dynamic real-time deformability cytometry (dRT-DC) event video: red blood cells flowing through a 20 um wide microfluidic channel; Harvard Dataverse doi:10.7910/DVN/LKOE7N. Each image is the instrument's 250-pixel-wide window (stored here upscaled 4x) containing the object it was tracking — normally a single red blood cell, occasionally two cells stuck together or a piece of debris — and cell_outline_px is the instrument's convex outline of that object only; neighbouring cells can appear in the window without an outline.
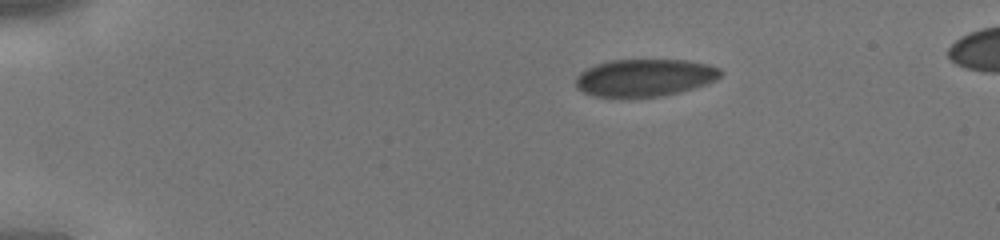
{"species": "human", "species_latin": "Homo sapiens", "temperature_condition": "cold", "stored_images_in_passage": 36, "camera_frame_rate_fps": 3000, "um_per_image_px": 0.085, "donor": {"sex": "male"}, "frame": {"image": 1, "passage_image": 1, "time_ms": 0.0, "image_size_px": [1000, 240], "cell_outline_px": [[724, 72], [716, 80], [680, 92], [664, 96], [596, 96], [584, 92], [576, 88], [576, 76], [580, 72], [596, 64], [612, 60], [688, 60], [708, 64], [720, 68]], "centroid_in_image_um": [54.83, 6.59], "position_along_channel_um": 30.2, "area_um2": 31.33}}
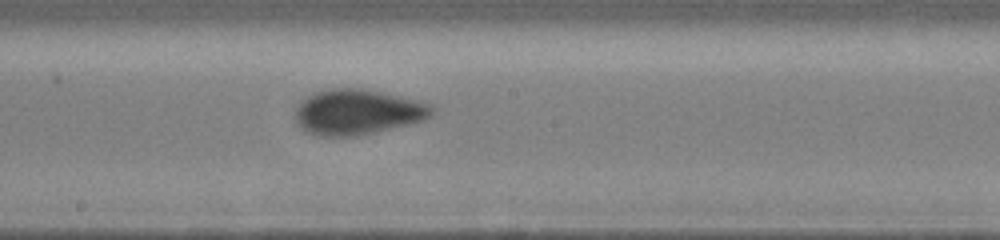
{"frame": {"image": 2, "passage_image": 18, "time_ms": 5.667, "image_size_px": [1000, 240], "cell_outline_px": [[436, 108], [432, 116], [424, 120], [408, 124], [356, 136], [316, 136], [300, 128], [296, 124], [292, 112], [308, 96], [316, 92], [332, 88], [360, 88], [400, 96], [416, 100], [428, 104]], "centroid_in_image_um": [30.36, 9.53], "position_along_channel_um": 217.8, "area_um2": 36.07}}
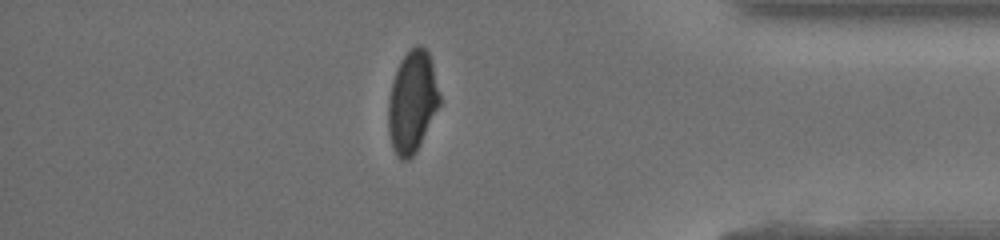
{"frame": {"image": 3, "passage_image": 31, "time_ms": 10.0, "image_size_px": [1000, 240], "cell_outline_px": [[440, 104], [416, 152], [408, 160], [400, 160], [392, 144], [388, 132], [388, 100], [392, 84], [396, 72], [404, 56], [416, 44], [420, 44], [428, 52], [432, 64], [440, 96]], "centroid_in_image_um": [35.04, 8.67], "position_along_channel_um": 400.2, "area_um2": 29.94}}